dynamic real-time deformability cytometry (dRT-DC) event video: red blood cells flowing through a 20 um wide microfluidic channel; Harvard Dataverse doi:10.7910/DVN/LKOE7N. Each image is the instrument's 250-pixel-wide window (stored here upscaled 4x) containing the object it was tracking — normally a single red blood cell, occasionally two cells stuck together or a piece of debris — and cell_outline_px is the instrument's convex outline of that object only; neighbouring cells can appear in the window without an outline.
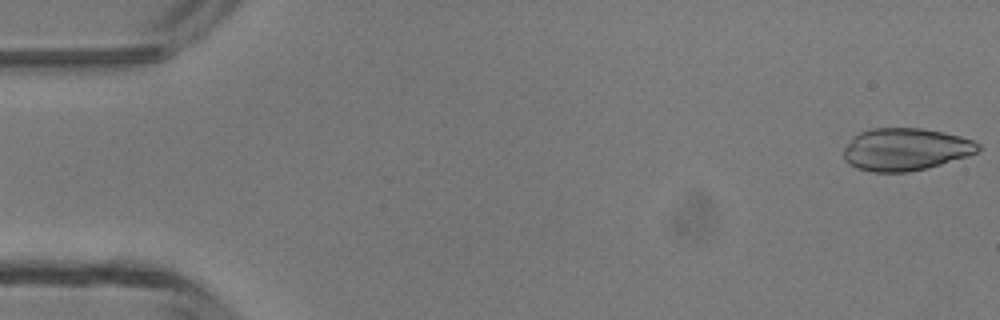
{"species": "common noctule bat (a hibernating species)", "species_latin": "Nyctalus noctula", "temperature_condition": "room temperature", "stored_images_in_passage": 5, "camera_frame_rate_fps": 3000, "um_per_image_px": 0.085, "animal": {"sex": "male", "body_mass_g": 13.3}, "frame": {"image": 1, "passage_image": 1, "time_ms": 0.0, "image_size_px": [1000, 320], "cell_outline_px": [[980, 148], [976, 152], [968, 156], [940, 164], [908, 172], [872, 172], [856, 168], [848, 164], [844, 160], [844, 148], [860, 132], [872, 128], [920, 128], [944, 132], [960, 136], [972, 140], [980, 144]], "centroid_in_image_um": [76.96, 12.7], "position_along_channel_um": 8.0, "area_um2": 33.06}}